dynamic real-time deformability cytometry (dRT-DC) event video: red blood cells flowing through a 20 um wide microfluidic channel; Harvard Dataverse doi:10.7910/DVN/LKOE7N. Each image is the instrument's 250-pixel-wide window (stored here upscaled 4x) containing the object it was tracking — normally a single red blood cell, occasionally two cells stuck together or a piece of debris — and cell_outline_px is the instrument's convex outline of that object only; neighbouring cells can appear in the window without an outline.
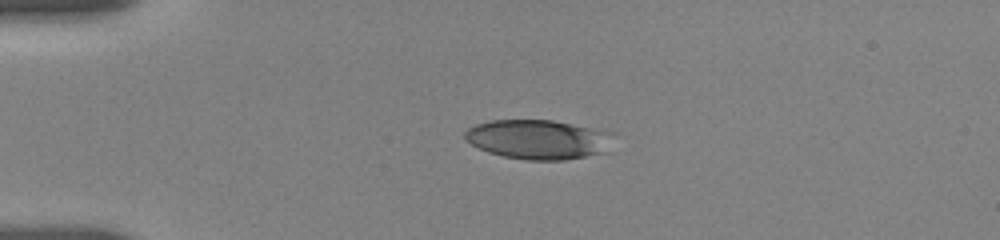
{"species": "human", "species_latin": "Homo sapiens", "temperature_condition": "room temperature", "stored_images_in_passage": 10, "camera_frame_rate_fps": 3000, "um_per_image_px": 0.085, "donor": {"sex": "female"}, "frame": {"image": 1, "passage_image": 1, "time_ms": 0.0, "image_size_px": [1000, 240], "cell_outline_px": [[616, 132], [608, 152], [564, 160], [528, 160], [504, 156], [488, 152], [472, 144], [464, 136], [464, 132], [468, 128], [476, 124], [492, 120], [552, 120]], "centroid_in_image_um": [45.83, 11.84], "position_along_channel_um": 39.2, "area_um2": 34.39}}
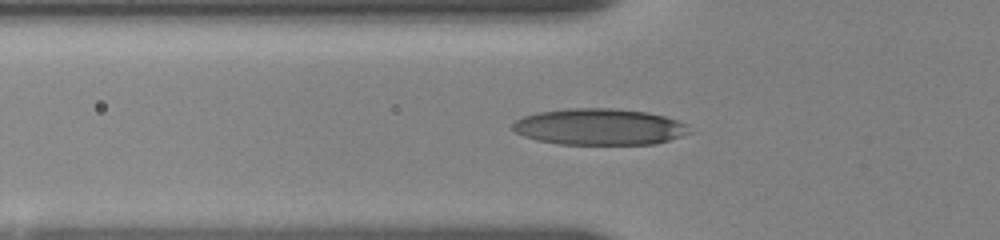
{"frame": {"image": 2, "passage_image": 7, "time_ms": 2.0, "image_size_px": [1000, 240], "cell_outline_px": [[692, 132], [656, 144], [560, 144], [536, 140], [524, 136], [516, 132], [512, 128], [512, 124], [516, 120], [524, 116], [540, 112], [568, 108], [612, 108], [648, 112], [664, 116], [688, 124]], "centroid_in_image_um": [50.96, 10.78], "position_along_channel_um": 74.8, "area_um2": 37.45}}